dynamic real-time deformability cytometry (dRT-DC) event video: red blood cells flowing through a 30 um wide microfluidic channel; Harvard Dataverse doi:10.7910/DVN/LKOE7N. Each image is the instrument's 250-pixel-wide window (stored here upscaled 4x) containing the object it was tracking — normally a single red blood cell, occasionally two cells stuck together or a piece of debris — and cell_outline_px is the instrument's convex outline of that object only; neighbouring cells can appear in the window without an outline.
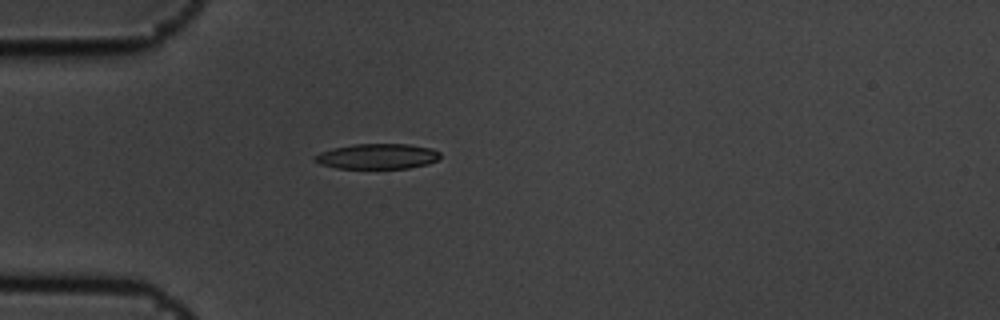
{"species": "common noctule bat (a hibernating species)", "species_latin": "Nyctalus noctula", "temperature_condition": "cold", "stored_images_in_passage": 5, "camera_frame_rate_fps": 3000, "um_per_image_px": 0.085, "animal": {"sex": "male", "body_mass_g": 19.5, "forearm_length_mm": 54.6}, "frame": {"image": 1, "passage_image": 5, "time_ms": 1.333, "image_size_px": [1000, 320], "cell_outline_px": [[440, 156], [436, 160], [428, 164], [408, 168], [336, 168], [320, 164], [312, 160], [312, 156], [320, 152], [332, 148], [352, 144], [408, 144], [432, 148], [440, 152]], "centroid_in_image_um": [32.03, 13.28], "position_along_channel_um": 53.0, "area_um2": 18.61}}